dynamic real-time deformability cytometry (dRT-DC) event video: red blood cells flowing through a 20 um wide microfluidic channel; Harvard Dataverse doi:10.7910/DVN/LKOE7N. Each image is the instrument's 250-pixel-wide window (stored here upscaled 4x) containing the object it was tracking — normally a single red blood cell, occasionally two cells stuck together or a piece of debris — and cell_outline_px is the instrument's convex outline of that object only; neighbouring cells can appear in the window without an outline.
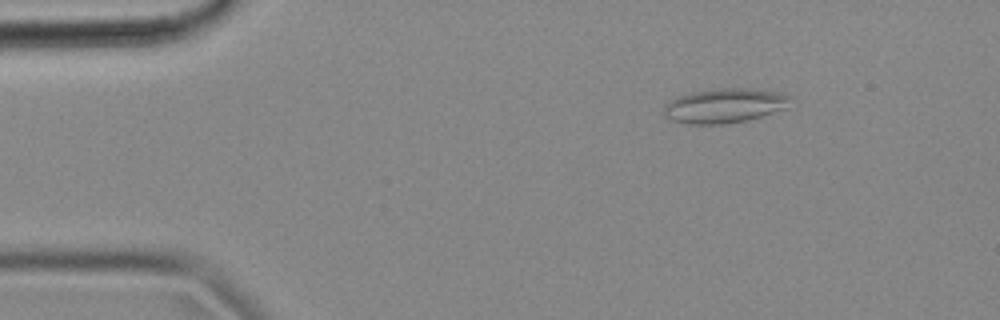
{"species": "common noctule bat (a hibernating species)", "species_latin": "Nyctalus noctula", "temperature_condition": "cold", "stored_images_in_passage": 53, "camera_frame_rate_fps": 3000, "um_per_image_px": 0.085, "animal": {"sex": "female", "body_mass_g": 18.4}, "frame": {"image": 1, "passage_image": 7, "time_ms": 2.0, "image_size_px": [1000, 320], "cell_outline_px": [[792, 96], [788, 108], [748, 120], [724, 124], [688, 124], [672, 120], [664, 116], [664, 108], [672, 100], [680, 96], [692, 92], [720, 88], [756, 88], [776, 92]], "centroid_in_image_um": [61.64, 8.98], "position_along_channel_um": 23.4, "area_um2": 25.43}}
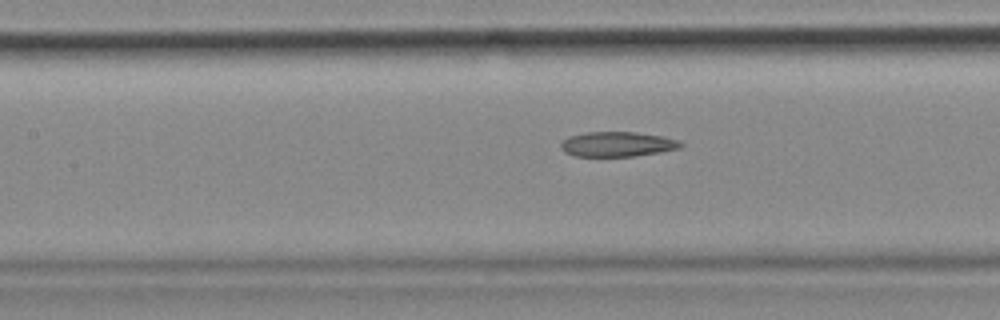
{"frame": {"image": 2, "passage_image": 23, "time_ms": 7.333, "image_size_px": [1000, 320], "cell_outline_px": [[684, 144], [680, 148], [660, 152], [632, 156], [572, 156], [564, 152], [560, 148], [560, 144], [568, 136], [584, 132], [636, 132], [664, 136], [676, 140]], "centroid_in_image_um": [52.44, 12.25], "position_along_channel_um": 155.0, "area_um2": 17.46}}
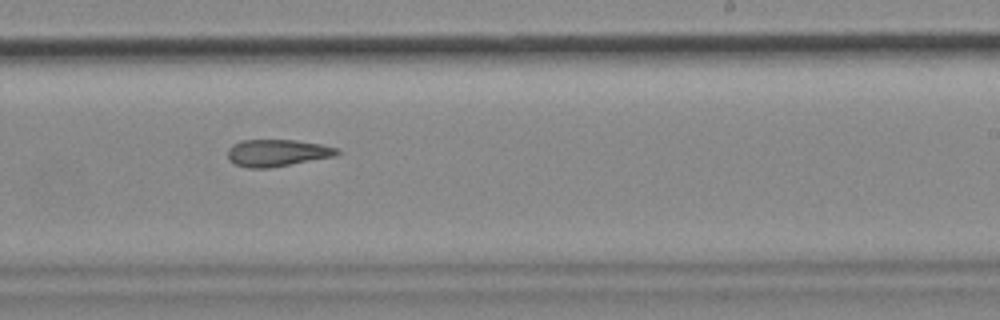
{"frame": {"image": 3, "passage_image": 32, "time_ms": 10.333, "image_size_px": [1000, 320], "cell_outline_px": [[340, 152], [336, 156], [272, 168], [248, 168], [236, 164], [228, 160], [228, 148], [232, 144], [240, 140], [296, 140], [320, 144], [340, 148]], "centroid_in_image_um": [23.57, 13.0], "position_along_channel_um": 265.4, "area_um2": 17.46}, "authors_computed_cell_mechanics": {"area_um2": 18.8428, "velocity_mm_per_s": 3.7088, "shape_relaxation_time_tau1_ms": null, "shape_relaxation_time_tau2_ms": 9.1097, "deformation_change_tau1": null, "deformation_change_tau2": 0.2034}}